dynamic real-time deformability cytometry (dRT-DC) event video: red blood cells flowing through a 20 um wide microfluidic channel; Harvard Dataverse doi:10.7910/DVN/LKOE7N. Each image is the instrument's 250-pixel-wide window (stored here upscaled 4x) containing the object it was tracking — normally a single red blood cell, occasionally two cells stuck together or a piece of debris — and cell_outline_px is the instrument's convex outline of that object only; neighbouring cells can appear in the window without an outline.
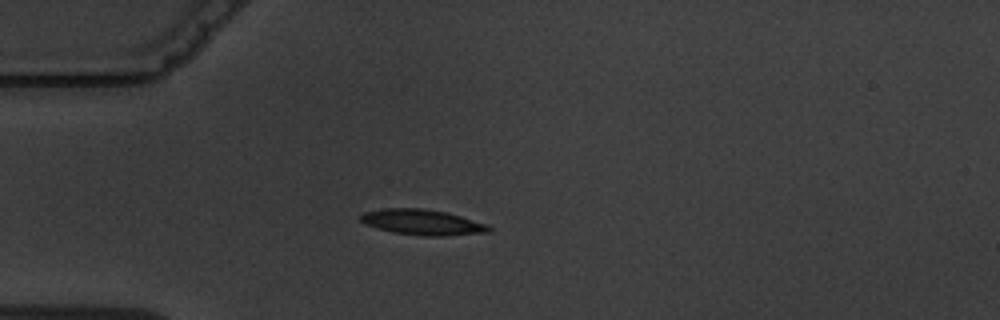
{"species": "common noctule bat (a hibernating species)", "species_latin": "Nyctalus noctula", "temperature_condition": "warm", "stored_images_in_passage": 7, "camera_frame_rate_fps": 3000, "um_per_image_px": 0.085, "animal": {"sex": "male", "body_mass_g": 19.5, "forearm_length_mm": 54.6}, "frame": {"image": 1, "passage_image": 2, "time_ms": 2.333, "image_size_px": [1000, 320], "cell_outline_px": [[492, 228], [488, 232], [444, 236], [424, 236], [392, 232], [376, 228], [364, 224], [360, 220], [360, 216], [364, 212], [384, 208], [424, 208], [444, 212], [460, 216], [488, 224]], "centroid_in_image_um": [35.88, 18.89], "position_along_channel_um": 49.1, "area_um2": 19.07}}
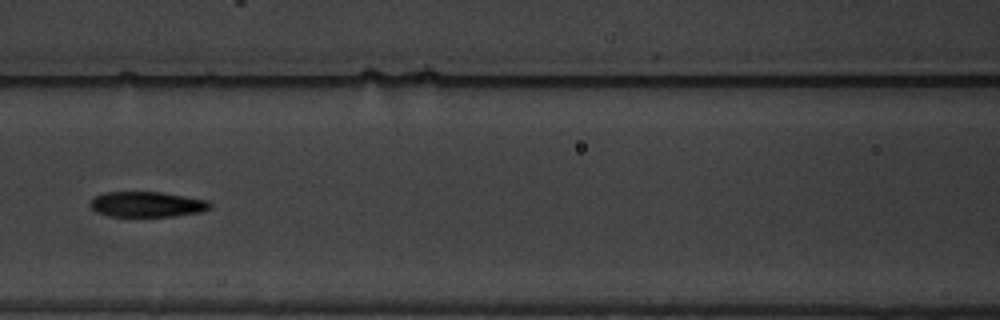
{"frame": {"image": 2, "passage_image": 5, "time_ms": 5.667, "image_size_px": [1000, 320], "cell_outline_px": [[212, 208], [200, 212], [172, 216], [108, 216], [96, 212], [92, 208], [92, 200], [96, 196], [104, 192], [160, 192], [208, 200], [212, 204]], "centroid_in_image_um": [12.53, 17.37], "position_along_channel_um": 154.1, "area_um2": 17.57}}